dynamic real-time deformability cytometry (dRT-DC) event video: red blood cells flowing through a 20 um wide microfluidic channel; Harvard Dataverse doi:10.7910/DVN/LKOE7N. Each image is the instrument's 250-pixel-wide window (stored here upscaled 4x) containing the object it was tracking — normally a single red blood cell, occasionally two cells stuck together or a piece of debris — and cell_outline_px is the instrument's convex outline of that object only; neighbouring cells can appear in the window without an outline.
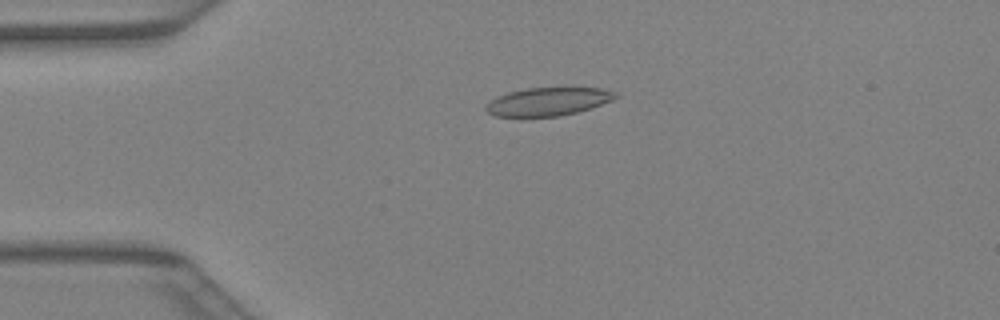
{"species": "Egyptian fruit bat (a non-hibernating species)", "species_latin": "Rousettus aegyptiacus", "temperature_condition": "warm", "stored_images_in_passage": 37, "camera_frame_rate_fps": 3000, "um_per_image_px": 0.085, "animal": {"sex": "female"}, "frame": {"image": 1, "passage_image": 6, "time_ms": 1.667, "image_size_px": [1000, 320], "cell_outline_px": [[620, 96], [612, 100], [576, 112], [556, 116], [496, 116], [488, 112], [484, 108], [496, 96], [508, 92], [528, 88], [572, 84], [600, 88], [612, 92]], "centroid_in_image_um": [46.63, 8.57], "position_along_channel_um": 38.4, "area_um2": 21.79}}
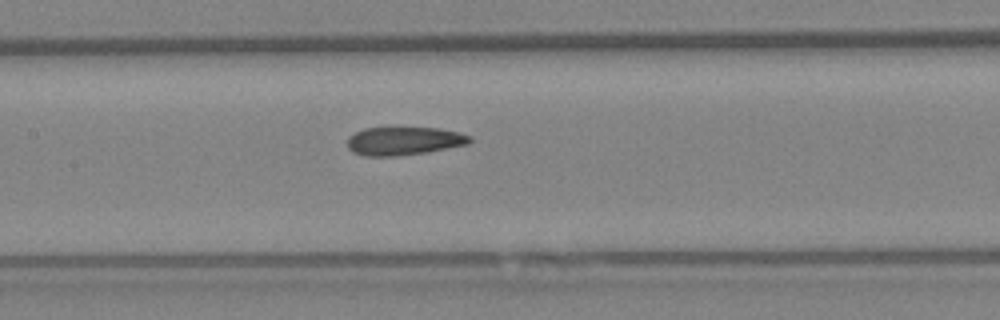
{"frame": {"image": 2, "passage_image": 16, "time_ms": 5.0, "image_size_px": [1000, 320], "cell_outline_px": [[472, 140], [468, 144], [424, 152], [396, 156], [364, 156], [352, 152], [348, 148], [348, 136], [364, 128], [440, 128], [460, 132], [472, 136]], "centroid_in_image_um": [34.33, 11.98], "position_along_channel_um": 173.1, "area_um2": 20.11}}
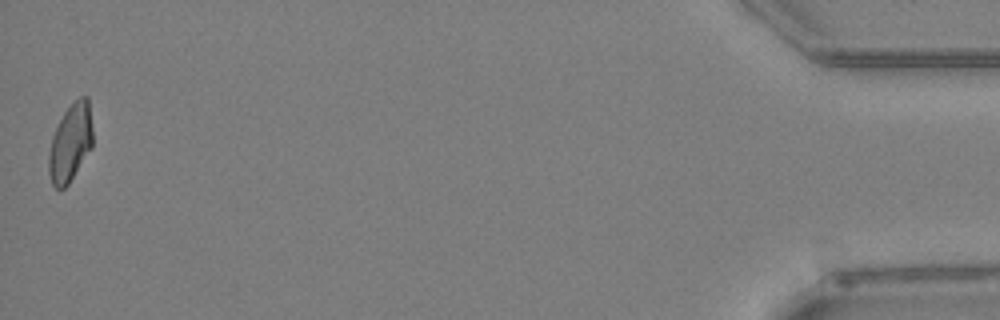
{"frame": {"image": 3, "passage_image": 37, "time_ms": 12.0, "image_size_px": [1000, 320], "cell_outline_px": [[92, 148], [68, 184], [64, 188], [56, 188], [52, 184], [48, 172], [48, 156], [52, 136], [64, 112], [80, 96], [88, 96], [92, 128]], "centroid_in_image_um": [5.98, 12.15], "position_along_channel_um": 429.2, "area_um2": 19.77}}